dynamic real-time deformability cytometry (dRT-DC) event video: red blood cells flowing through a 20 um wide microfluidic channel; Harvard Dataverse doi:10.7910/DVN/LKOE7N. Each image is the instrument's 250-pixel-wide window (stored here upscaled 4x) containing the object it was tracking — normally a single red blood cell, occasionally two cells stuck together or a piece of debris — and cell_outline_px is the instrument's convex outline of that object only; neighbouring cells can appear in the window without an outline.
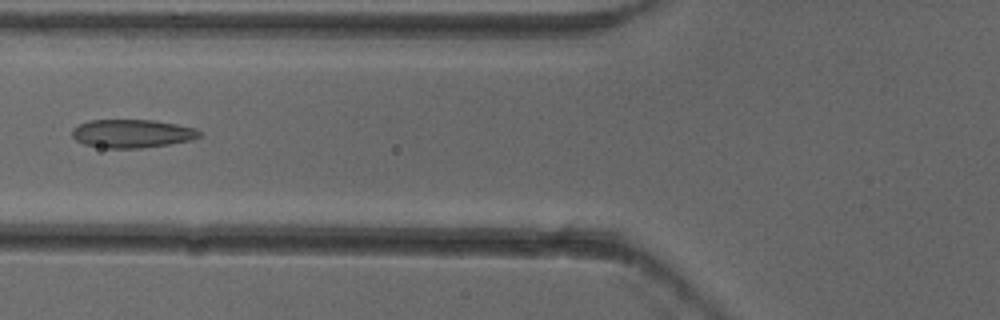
{"species": "common noctule bat (a hibernating species)", "species_latin": "Nyctalus noctula", "temperature_condition": "cold", "stored_images_in_passage": 5, "camera_frame_rate_fps": 3000, "um_per_image_px": 0.085, "animal": {"sex": "female"}, "frame": {"image": 1, "passage_image": 5, "time_ms": 1.333, "image_size_px": [1000, 320], "cell_outline_px": [[200, 136], [192, 140], [168, 144], [140, 148], [108, 148], [84, 144], [76, 140], [72, 136], [72, 128], [88, 120], [152, 120], [176, 124], [196, 128], [200, 132]], "centroid_in_image_um": [11.22, 11.35], "position_along_channel_um": 114.6, "area_um2": 20.92}}